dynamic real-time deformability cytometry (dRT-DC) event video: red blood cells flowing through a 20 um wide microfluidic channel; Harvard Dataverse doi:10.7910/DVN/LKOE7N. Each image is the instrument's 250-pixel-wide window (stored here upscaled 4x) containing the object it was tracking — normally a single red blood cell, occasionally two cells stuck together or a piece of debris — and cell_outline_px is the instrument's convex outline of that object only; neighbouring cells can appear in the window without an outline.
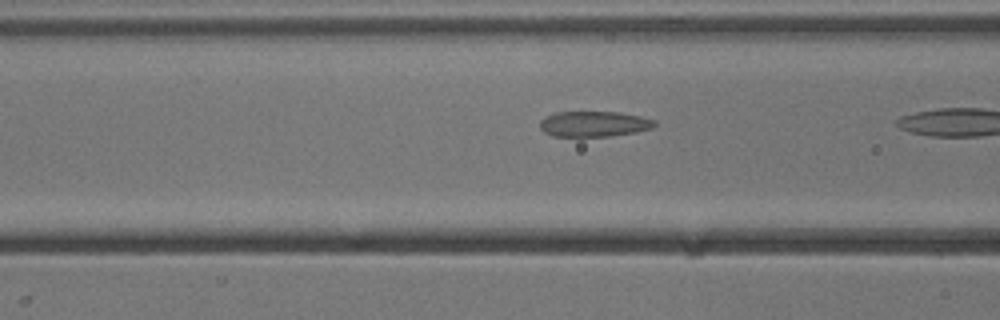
{"species": "common noctule bat (a hibernating species)", "species_latin": "Nyctalus noctula", "temperature_condition": "cold", "stored_images_in_passage": 12, "camera_frame_rate_fps": 3000, "um_per_image_px": 0.085, "animal": {"sex": "male", "body_mass_g": 13.3}, "frame": {"image": 1, "passage_image": 6, "time_ms": 1.667, "image_size_px": [1000, 320], "cell_outline_px": [[656, 124], [652, 128], [636, 132], [612, 136], [552, 136], [544, 132], [540, 128], [540, 120], [544, 116], [552, 112], [620, 112], [640, 116], [656, 120]], "centroid_in_image_um": [50.47, 10.53], "position_along_channel_um": 116.1, "area_um2": 17.22}}
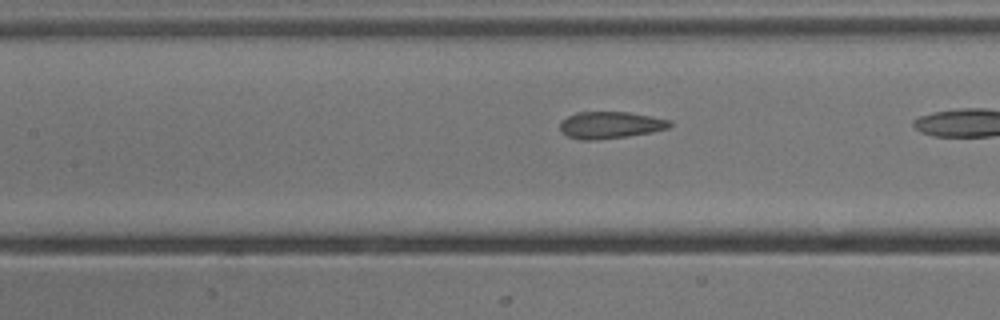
{"frame": {"image": 2, "passage_image": 9, "time_ms": 2.667, "image_size_px": [1000, 320], "cell_outline_px": [[672, 124], [668, 128], [652, 132], [628, 136], [596, 140], [580, 140], [568, 136], [560, 132], [560, 120], [576, 112], [628, 112], [672, 120]], "centroid_in_image_um": [51.85, 10.63], "position_along_channel_um": 155.5, "area_um2": 17.34}}